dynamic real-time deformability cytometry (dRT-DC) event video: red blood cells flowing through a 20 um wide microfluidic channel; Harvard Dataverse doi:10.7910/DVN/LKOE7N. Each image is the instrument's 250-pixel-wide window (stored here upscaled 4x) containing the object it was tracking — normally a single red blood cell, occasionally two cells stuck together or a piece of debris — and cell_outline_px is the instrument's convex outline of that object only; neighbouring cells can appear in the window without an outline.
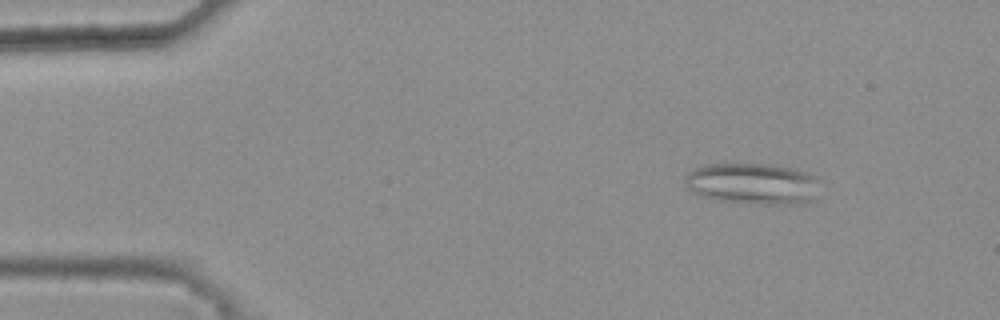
{"species": "common noctule bat (a hibernating species)", "species_latin": "Nyctalus noctula", "temperature_condition": "warm", "stored_images_in_passage": 29, "camera_frame_rate_fps": 3000, "um_per_image_px": 0.085, "animal": {"sex": "female", "body_mass_g": 25.1}, "frame": {"image": 1, "passage_image": 2, "time_ms": 0.333, "image_size_px": [1000, 320], "cell_outline_px": [[820, 180], [808, 200], [804, 204], [748, 204], [720, 200], [700, 196], [692, 192], [688, 188], [684, 176], [688, 172], [704, 164], [768, 164], [792, 168], [808, 172], [820, 176]], "centroid_in_image_um": [63.95, 15.6], "position_along_channel_um": 21.0, "area_um2": 32.48}}
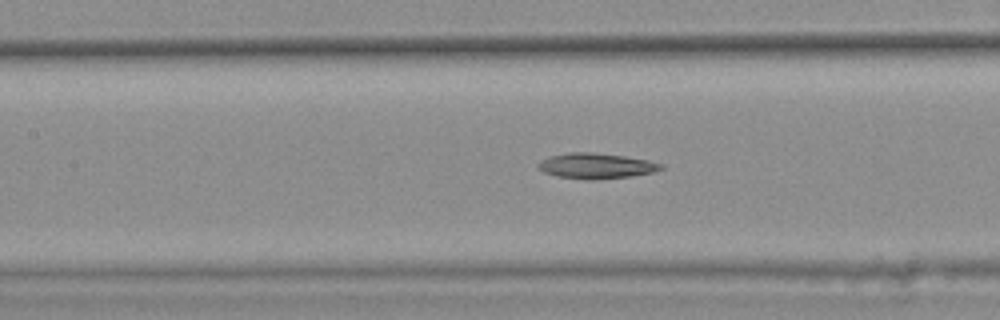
{"frame": {"image": 2, "passage_image": 19, "time_ms": 6.0, "image_size_px": [1000, 320], "cell_outline_px": [[664, 168], [652, 172], [632, 176], [596, 180], [588, 180], [556, 176], [544, 172], [536, 168], [536, 164], [548, 156], [568, 152], [592, 152], [624, 156], [648, 160], [664, 164]], "centroid_in_image_um": [50.64, 14.1], "position_along_channel_um": 156.8, "area_um2": 18.44}}
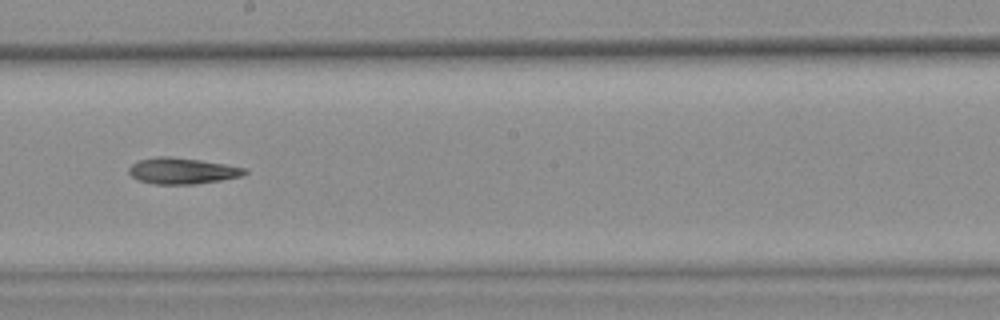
{"frame": {"image": 3, "passage_image": 25, "time_ms": 8.0, "image_size_px": [1000, 320], "cell_outline_px": [[248, 172], [240, 176], [220, 180], [192, 184], [156, 184], [136, 180], [128, 172], [128, 168], [132, 164], [140, 160], [156, 156], [168, 156], [200, 160], [248, 168]], "centroid_in_image_um": [15.46, 14.52], "position_along_channel_um": 232.7, "area_um2": 17.57}}